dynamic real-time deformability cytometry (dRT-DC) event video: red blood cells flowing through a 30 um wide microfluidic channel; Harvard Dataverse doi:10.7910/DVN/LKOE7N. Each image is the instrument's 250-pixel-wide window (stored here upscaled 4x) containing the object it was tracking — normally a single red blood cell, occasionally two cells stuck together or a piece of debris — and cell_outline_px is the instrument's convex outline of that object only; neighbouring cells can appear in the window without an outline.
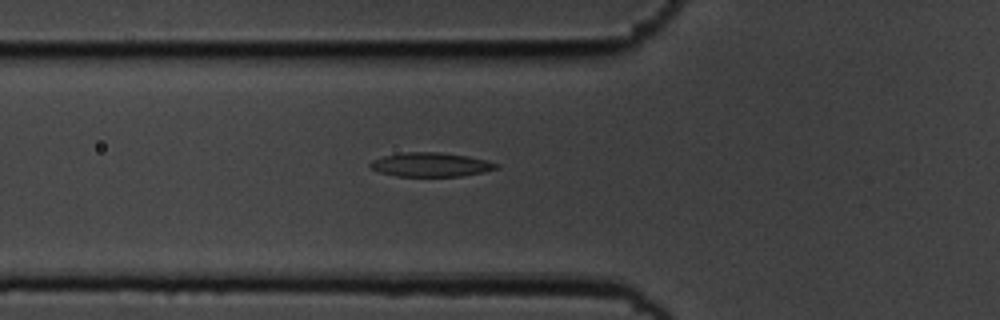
{"species": "common noctule bat (a hibernating species)", "species_latin": "Nyctalus noctula", "temperature_condition": "cold", "stored_images_in_passage": 24, "camera_frame_rate_fps": 3000, "um_per_image_px": 0.085, "animal": {"sex": "male", "body_mass_g": 19.5, "forearm_length_mm": 54.6}, "frame": {"image": 1, "passage_image": 4, "time_ms": 1.0, "image_size_px": [1000, 320], "cell_outline_px": [[500, 168], [484, 172], [460, 176], [396, 176], [380, 172], [372, 168], [368, 164], [372, 160], [384, 156], [400, 152], [440, 152], [468, 156], [488, 160], [500, 164]], "centroid_in_image_um": [36.66, 13.99], "position_along_channel_um": 89.1, "area_um2": 17.8}}
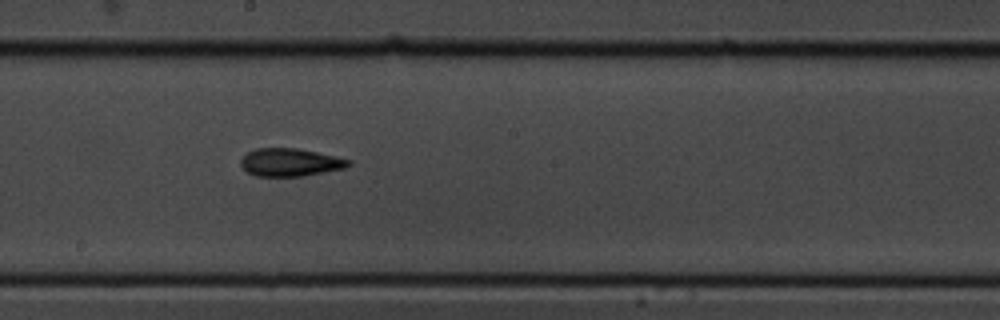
{"frame": {"image": 2, "passage_image": 15, "time_ms": 4.667, "image_size_px": [1000, 320], "cell_outline_px": [[352, 164], [344, 168], [304, 176], [256, 176], [248, 172], [240, 164], [240, 160], [248, 152], [256, 148], [296, 148], [316, 152], [352, 160]], "centroid_in_image_um": [24.67, 13.8], "position_along_channel_um": 223.5, "area_um2": 17.4}}
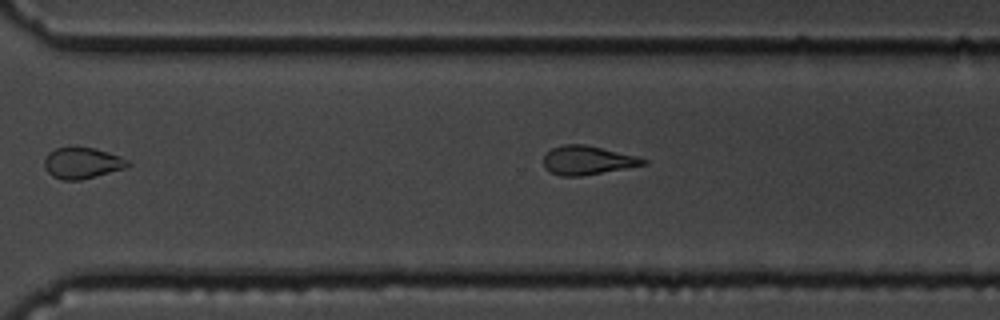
{"frame": {"image": 3, "passage_image": 23, "time_ms": 7.333, "image_size_px": [1000, 320], "cell_outline_px": [[128, 164], [124, 168], [96, 176], [80, 180], [60, 180], [52, 176], [44, 168], [44, 160], [48, 152], [56, 148], [92, 148], [108, 152], [120, 156], [128, 160]], "centroid_in_image_um": [6.93, 13.87], "position_along_channel_um": 363.7, "area_um2": 14.91}}